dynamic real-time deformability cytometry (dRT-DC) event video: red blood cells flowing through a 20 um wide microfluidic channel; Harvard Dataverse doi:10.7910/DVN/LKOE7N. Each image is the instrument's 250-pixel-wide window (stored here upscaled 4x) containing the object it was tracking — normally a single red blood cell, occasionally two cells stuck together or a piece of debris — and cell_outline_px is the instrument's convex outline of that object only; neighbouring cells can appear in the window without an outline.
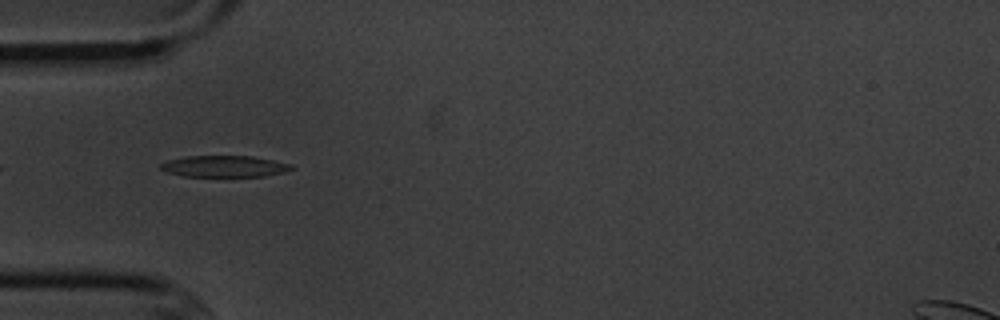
{"species": "common noctule bat (a hibernating species)", "species_latin": "Nyctalus noctula", "temperature_condition": "cold", "stored_images_in_passage": 5, "camera_frame_rate_fps": 3000, "um_per_image_px": 0.085, "animal": {"sex": "male", "body_mass_g": 20.1, "forearm_length_mm": 53.5}, "frame": {"image": 1, "passage_image": 5, "time_ms": 4.667, "image_size_px": [1000, 320], "cell_outline_px": [[296, 168], [284, 172], [264, 176], [184, 176], [168, 172], [160, 168], [160, 164], [168, 160], [188, 156], [252, 156], [292, 164]], "centroid_in_image_um": [19.11, 14.13], "position_along_channel_um": 65.9, "area_um2": 16.18}}